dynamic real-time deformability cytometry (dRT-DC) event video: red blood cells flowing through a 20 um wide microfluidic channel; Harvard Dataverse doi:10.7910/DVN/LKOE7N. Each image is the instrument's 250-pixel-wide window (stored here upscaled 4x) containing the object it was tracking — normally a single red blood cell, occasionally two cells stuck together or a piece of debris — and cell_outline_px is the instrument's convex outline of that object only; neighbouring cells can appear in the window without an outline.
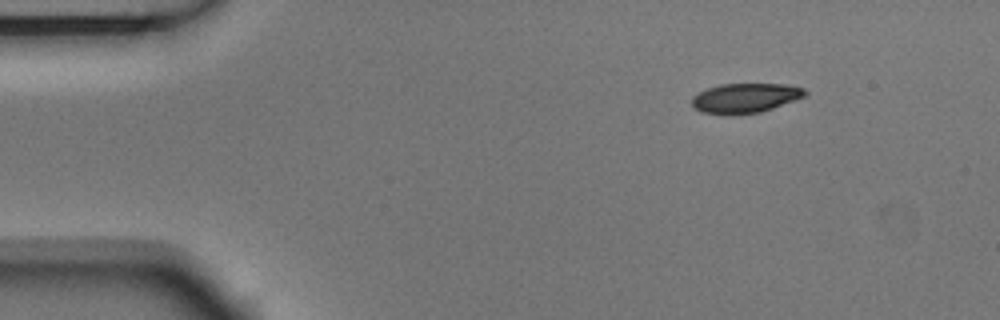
{"species": "Egyptian fruit bat (a non-hibernating species)", "species_latin": "Rousettus aegyptiacus", "temperature_condition": "room temperature", "stored_images_in_passage": 5, "camera_frame_rate_fps": 3000, "um_per_image_px": 0.085, "animal": {"sex": "male"}, "frame": {"image": 1, "passage_image": 1, "time_ms": 0.0, "image_size_px": [1000, 320], "cell_outline_px": [[808, 92], [804, 96], [772, 108], [760, 112], [732, 116], [700, 112], [692, 104], [692, 96], [696, 92], [720, 84], [788, 84], [804, 88]], "centroid_in_image_um": [63.3, 8.34], "position_along_channel_um": 21.7, "area_um2": 19.71}}
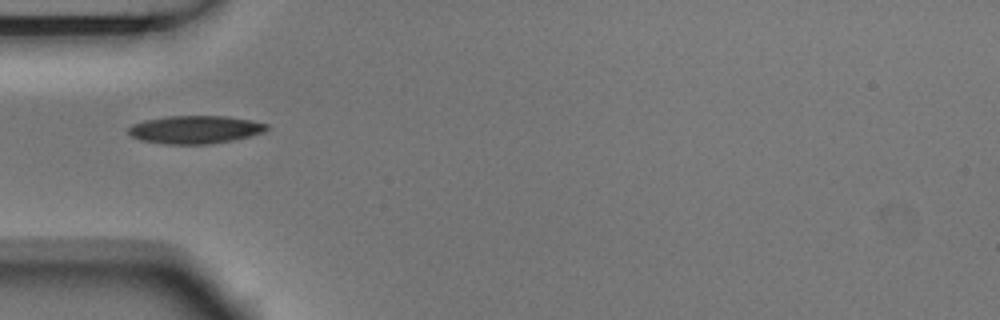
{"frame": {"image": 2, "passage_image": 4, "time_ms": 1.0, "image_size_px": [1000, 320], "cell_outline_px": [[268, 128], [264, 132], [232, 140], [208, 144], [164, 144], [140, 140], [132, 136], [128, 132], [128, 128], [132, 124], [144, 120], [168, 116], [228, 116], [268, 124]], "centroid_in_image_um": [16.55, 11.01], "position_along_channel_um": 68.4, "area_um2": 22.43}}
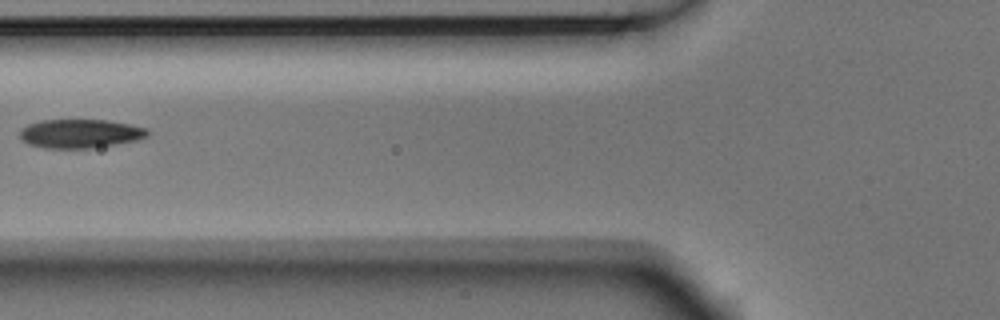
{"frame": {"image": 3, "passage_image": 5, "time_ms": 1.333, "image_size_px": [1000, 320], "cell_outline_px": [[148, 136], [136, 140], [92, 148], [44, 148], [28, 144], [20, 140], [20, 132], [28, 124], [40, 120], [108, 120], [148, 128]], "centroid_in_image_um": [6.79, 11.35], "position_along_channel_um": 119.0, "area_um2": 21.39}}